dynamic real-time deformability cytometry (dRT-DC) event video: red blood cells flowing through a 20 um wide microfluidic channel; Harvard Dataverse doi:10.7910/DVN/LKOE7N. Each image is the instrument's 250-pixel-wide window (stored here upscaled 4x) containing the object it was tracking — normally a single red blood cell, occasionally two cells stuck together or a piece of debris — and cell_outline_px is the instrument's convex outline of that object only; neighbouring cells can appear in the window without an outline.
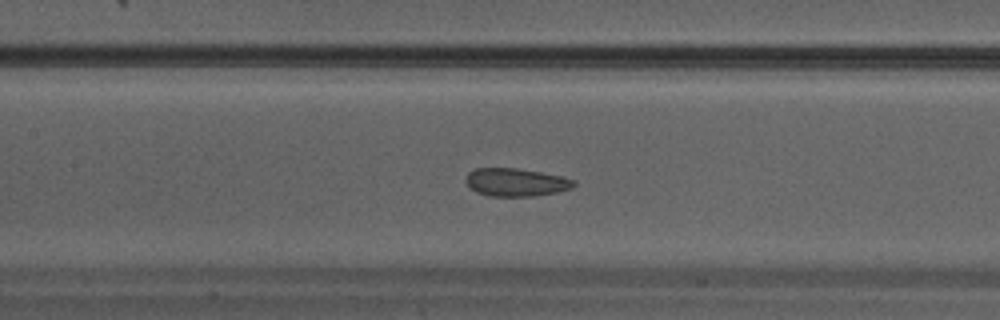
{"species": "Egyptian fruit bat (a non-hibernating species)", "species_latin": "Rousettus aegyptiacus", "temperature_condition": "warm", "stored_images_in_passage": 35, "camera_frame_rate_fps": 3000, "um_per_image_px": 0.085, "animal": {"sex": "male"}, "frame": {"image": 1, "passage_image": 16, "time_ms": 5.0, "image_size_px": [1000, 320], "cell_outline_px": [[576, 184], [572, 188], [556, 192], [532, 196], [488, 196], [476, 192], [464, 180], [468, 172], [476, 168], [516, 168], [540, 172], [560, 176], [576, 180]], "centroid_in_image_um": [43.84, 15.49], "position_along_channel_um": 163.6, "area_um2": 17.57}}
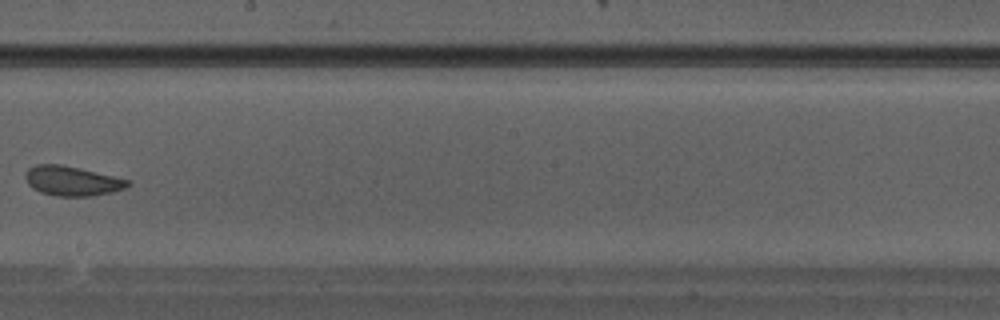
{"frame": {"image": 2, "passage_image": 20, "time_ms": 6.333, "image_size_px": [1000, 320], "cell_outline_px": [[132, 184], [124, 188], [112, 192], [92, 196], [60, 196], [40, 192], [32, 188], [28, 184], [24, 176], [28, 168], [36, 164], [60, 164], [80, 168], [128, 180]], "centroid_in_image_um": [6.09, 15.38], "position_along_channel_um": 242.1, "area_um2": 17.57}}